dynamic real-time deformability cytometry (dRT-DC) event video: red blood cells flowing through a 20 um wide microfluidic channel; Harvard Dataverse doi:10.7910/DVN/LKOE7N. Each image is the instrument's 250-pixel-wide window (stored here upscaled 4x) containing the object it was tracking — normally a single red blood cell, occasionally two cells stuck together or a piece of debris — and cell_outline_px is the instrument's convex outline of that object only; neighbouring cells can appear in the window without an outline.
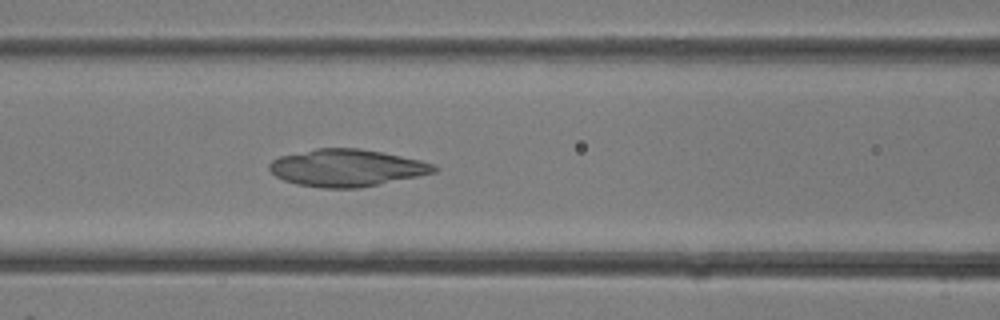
{"species": "common noctule bat (a hibernating species)", "species_latin": "Nyctalus noctula", "temperature_condition": "room temperature", "stored_images_in_passage": 27, "camera_frame_rate_fps": 3000, "um_per_image_px": 0.085, "animal": {"sex": "female"}, "frame": {"image": 1, "passage_image": 8, "time_ms": 2.333, "image_size_px": [1000, 320], "cell_outline_px": [[440, 168], [436, 172], [380, 184], [360, 188], [320, 188], [296, 184], [284, 180], [276, 176], [268, 168], [268, 164], [272, 160], [280, 156], [316, 148], [360, 148], [420, 160], [436, 164]], "centroid_in_image_um": [29.47, 14.27], "position_along_channel_um": 137.1, "area_um2": 35.72}}
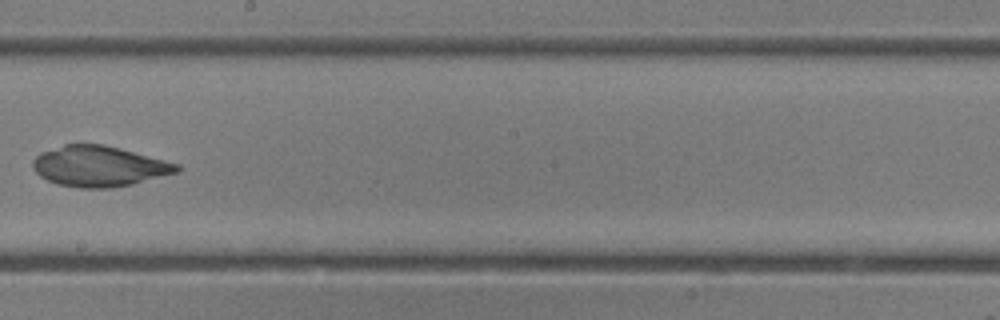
{"frame": {"image": 2, "passage_image": 13, "time_ms": 4.0, "image_size_px": [1000, 320], "cell_outline_px": [[180, 172], [132, 184], [112, 188], [80, 188], [56, 184], [40, 176], [36, 172], [32, 164], [32, 160], [40, 152], [64, 144], [104, 144], [120, 148], [180, 164]], "centroid_in_image_um": [8.43, 14.13], "position_along_channel_um": 239.8, "area_um2": 34.22}}
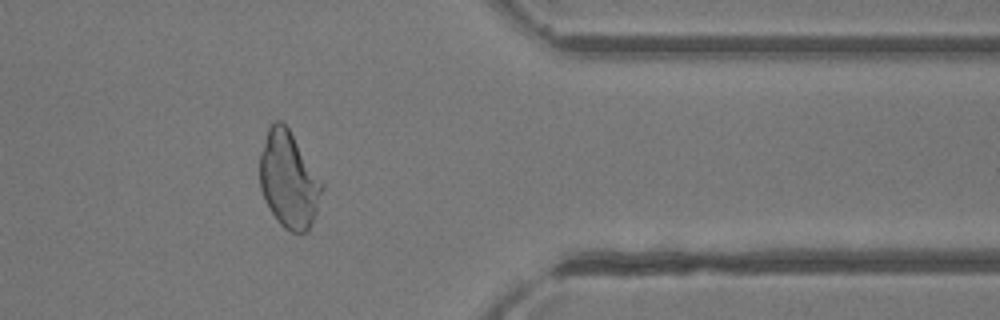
{"frame": {"image": 3, "passage_image": 21, "time_ms": 6.667, "image_size_px": [1000, 320], "cell_outline_px": [[324, 188], [316, 212], [308, 232], [292, 232], [284, 228], [280, 224], [264, 200], [260, 188], [260, 152], [268, 124], [276, 120], [280, 120], [288, 128], [324, 184]], "centroid_in_image_um": [24.53, 15.27], "position_along_channel_um": 386.9, "area_um2": 34.91}}